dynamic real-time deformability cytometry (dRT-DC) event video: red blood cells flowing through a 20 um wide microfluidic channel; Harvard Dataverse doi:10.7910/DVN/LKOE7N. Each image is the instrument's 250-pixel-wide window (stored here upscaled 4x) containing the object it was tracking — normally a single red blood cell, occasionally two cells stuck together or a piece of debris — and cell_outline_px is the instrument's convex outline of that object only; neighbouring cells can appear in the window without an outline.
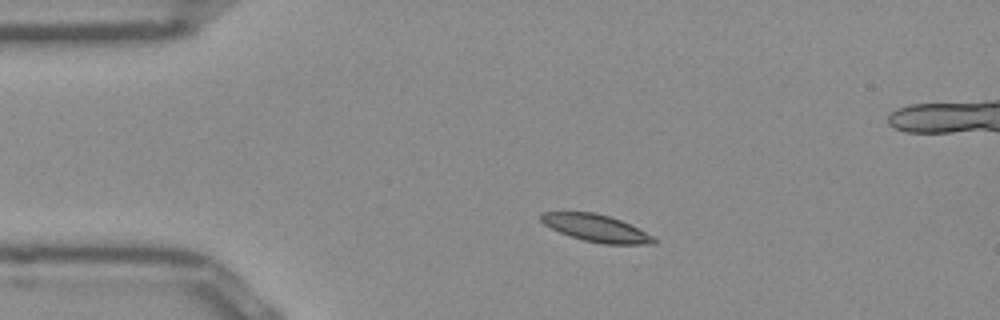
{"species": "Egyptian fruit bat (a non-hibernating species)", "species_latin": "Rousettus aegyptiacus", "temperature_condition": "room temperature", "stored_images_in_passage": 44, "camera_frame_rate_fps": 3000, "um_per_image_px": 0.085, "frame": {"image": 1, "passage_image": 1, "time_ms": 0.0, "image_size_px": [1000, 320], "cell_outline_px": [[656, 244], [604, 244], [584, 240], [560, 232], [544, 224], [540, 220], [540, 212], [592, 212], [608, 216], [620, 220], [652, 236], [656, 240]], "centroid_in_image_um": [50.64, 19.39], "position_along_channel_um": 34.4, "area_um2": 17.46}}
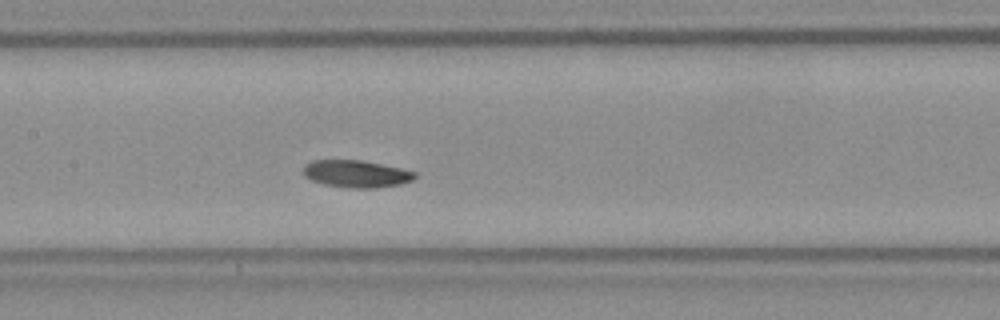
{"frame": {"image": 2, "passage_image": 15, "time_ms": 4.667, "image_size_px": [1000, 320], "cell_outline_px": [[416, 176], [412, 180], [400, 184], [376, 188], [348, 188], [324, 184], [312, 180], [304, 176], [304, 164], [312, 160], [360, 160], [400, 168], [416, 172]], "centroid_in_image_um": [30.26, 14.78], "position_along_channel_um": 177.1, "area_um2": 17.63}}
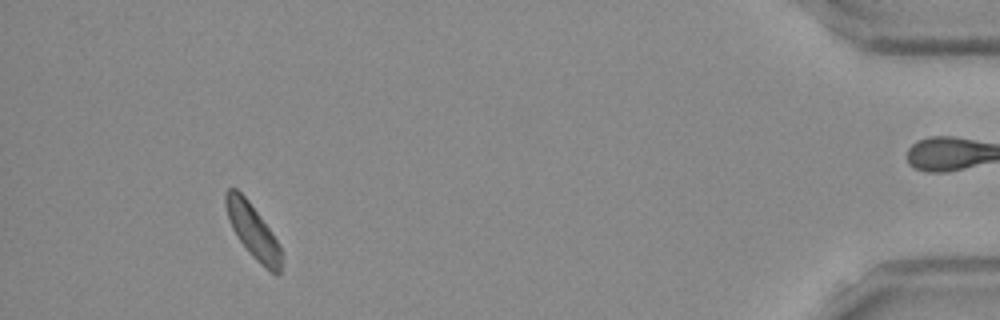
{"frame": {"image": 3, "passage_image": 39, "time_ms": 12.667, "image_size_px": [1000, 320], "cell_outline_px": [[280, 276], [276, 276], [252, 256], [240, 240], [232, 228], [228, 220], [224, 204], [224, 192], [228, 188], [236, 188], [248, 200], [280, 244]], "centroid_in_image_um": [21.45, 19.6], "position_along_channel_um": 413.7, "area_um2": 17.22}, "authors_computed_cell_mechanics": {"area_um2": 17.7446, "velocity_mm_per_s": 3.831, "shape_relaxation_time_tau1_ms": 5.7641, "shape_relaxation_time_tau2_ms": 9.2359, "deformation_change_tau1": 0.0795, "deformation_change_tau2": 0.156}}